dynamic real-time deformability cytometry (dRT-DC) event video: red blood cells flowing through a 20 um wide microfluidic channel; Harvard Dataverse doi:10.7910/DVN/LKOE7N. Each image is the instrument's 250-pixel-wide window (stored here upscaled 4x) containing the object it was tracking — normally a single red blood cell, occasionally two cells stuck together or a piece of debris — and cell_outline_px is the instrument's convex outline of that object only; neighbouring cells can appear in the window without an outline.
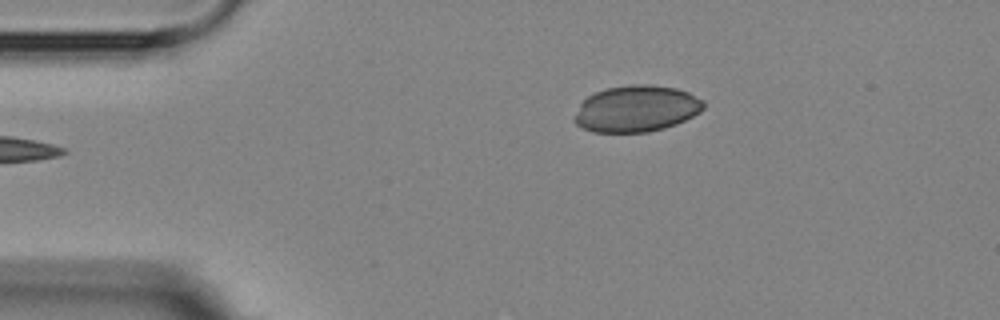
{"species": "Egyptian fruit bat (a non-hibernating species)", "species_latin": "Rousettus aegyptiacus", "temperature_condition": "room temperature", "stored_images_in_passage": 4, "camera_frame_rate_fps": 3000, "um_per_image_px": 0.085, "animal": {"sex": "female"}, "frame": {"image": 1, "passage_image": 4, "time_ms": 4.333, "image_size_px": [1000, 320], "cell_outline_px": [[704, 108], [700, 112], [676, 124], [664, 128], [648, 132], [592, 132], [576, 124], [572, 120], [580, 104], [588, 96], [596, 92], [608, 88], [632, 84], [652, 84], [676, 88], [688, 92], [704, 100]], "centroid_in_image_um": [54.1, 9.24], "position_along_channel_um": 30.9, "area_um2": 34.97}}